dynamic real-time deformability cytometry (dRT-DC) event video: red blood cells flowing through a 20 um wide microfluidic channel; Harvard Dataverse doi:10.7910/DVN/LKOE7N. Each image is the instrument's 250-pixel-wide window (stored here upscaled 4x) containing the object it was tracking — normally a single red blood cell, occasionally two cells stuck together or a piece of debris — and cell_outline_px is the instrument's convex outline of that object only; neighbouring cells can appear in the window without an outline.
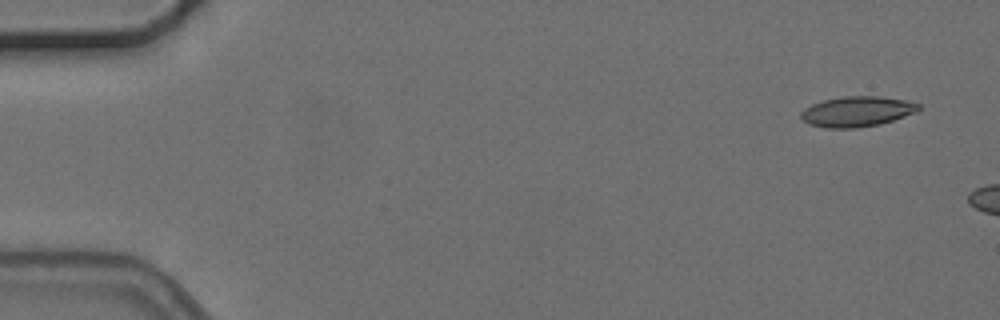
{"species": "common noctule bat (a hibernating species)", "species_latin": "Nyctalus noctula", "temperature_condition": "cold", "stored_images_in_passage": 2, "camera_frame_rate_fps": 3000, "um_per_image_px": 0.085, "animal": {"sex": "female", "body_mass_g": 24.6, "forearm_length_mm": 56.2}, "frame": {"image": 1, "passage_image": 1, "time_ms": 0.0, "image_size_px": [1000, 320], "cell_outline_px": [[920, 108], [916, 112], [880, 124], [856, 128], [824, 128], [808, 124], [800, 116], [800, 112], [804, 108], [812, 104], [824, 100], [844, 96], [880, 96], [904, 100], [920, 104]], "centroid_in_image_um": [72.81, 9.48], "position_along_channel_um": 12.2, "area_um2": 20.75}}